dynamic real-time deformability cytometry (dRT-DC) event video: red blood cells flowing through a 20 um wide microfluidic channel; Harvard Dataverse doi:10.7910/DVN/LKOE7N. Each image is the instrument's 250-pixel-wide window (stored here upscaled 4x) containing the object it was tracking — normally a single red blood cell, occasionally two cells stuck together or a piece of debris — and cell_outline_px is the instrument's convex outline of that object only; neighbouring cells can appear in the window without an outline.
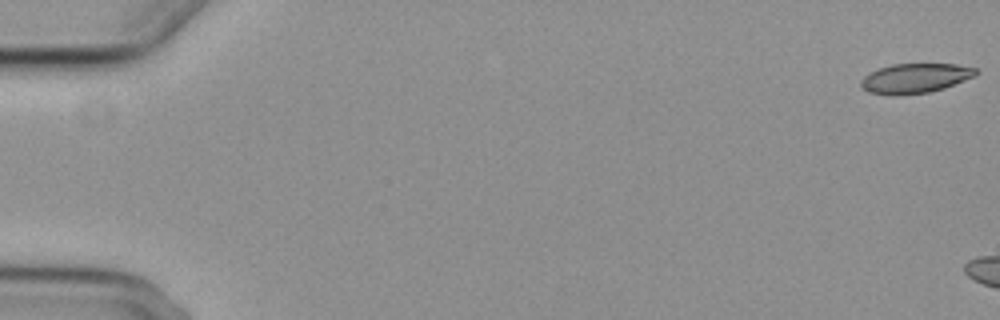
{"species": "common noctule bat (a hibernating species)", "species_latin": "Nyctalus noctula", "temperature_condition": "cold", "stored_images_in_passage": 3, "camera_frame_rate_fps": 3000, "um_per_image_px": 0.085, "animal": {"sex": "female", "body_mass_g": 29.2, "forearm_length_mm": 56.3}, "frame": {"image": 1, "passage_image": 1, "time_ms": 0.0, "image_size_px": [1000, 320], "cell_outline_px": [[980, 72], [976, 76], [944, 88], [928, 92], [900, 96], [892, 96], [868, 92], [860, 88], [860, 80], [868, 72], [892, 64], [956, 64], [976, 68]], "centroid_in_image_um": [77.76, 6.66], "position_along_channel_um": 7.2, "area_um2": 20.23}}